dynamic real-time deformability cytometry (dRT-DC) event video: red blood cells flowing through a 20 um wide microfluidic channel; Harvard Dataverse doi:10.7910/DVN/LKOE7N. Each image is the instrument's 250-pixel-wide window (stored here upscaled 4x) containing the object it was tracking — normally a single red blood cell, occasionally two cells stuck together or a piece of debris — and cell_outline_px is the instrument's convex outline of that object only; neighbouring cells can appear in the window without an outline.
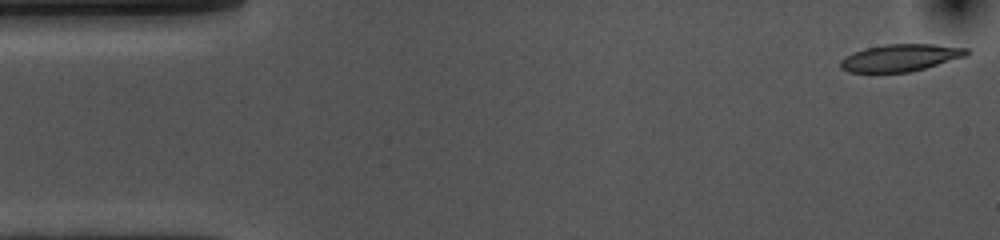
{"species": "common noctule bat (a hibernating species)", "species_latin": "Nyctalus noctula", "temperature_condition": "cold", "stored_images_in_passage": 54, "camera_frame_rate_fps": 3000, "um_per_image_px": 0.085, "animal": {"sex": "female", "body_mass_g": 10.0, "forearm_length_mm": 53.1}, "frame": {"image": 1, "passage_image": 1, "time_ms": 0.0, "image_size_px": [1000, 240], "cell_outline_px": [[972, 52], [968, 56], [924, 68], [908, 72], [848, 72], [840, 68], [840, 60], [856, 52], [868, 48], [884, 44], [932, 44], [968, 48]], "centroid_in_image_um": [76.6, 4.91], "position_along_channel_um": 8.4, "area_um2": 19.83}}
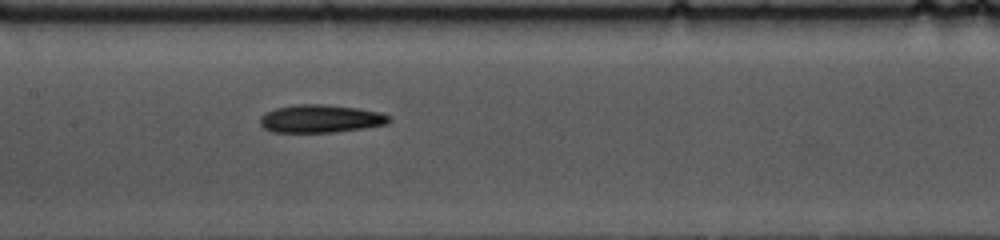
{"frame": {"image": 2, "passage_image": 24, "time_ms": 7.667, "image_size_px": [1000, 240], "cell_outline_px": [[392, 120], [388, 124], [364, 128], [336, 132], [272, 132], [264, 128], [260, 124], [260, 116], [264, 112], [276, 108], [296, 104], [320, 104], [360, 108], [380, 112], [388, 116]], "centroid_in_image_um": [27.25, 10.09], "position_along_channel_um": 180.2, "area_um2": 21.15}}
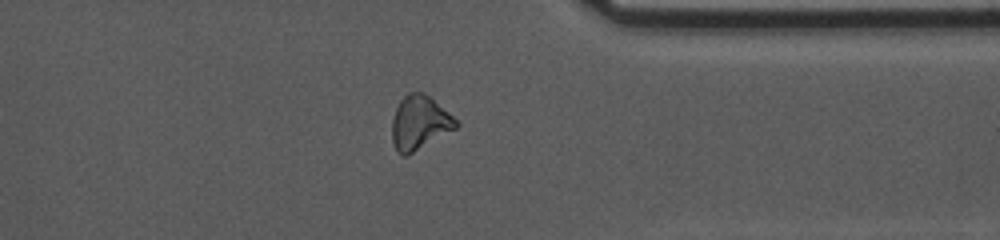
{"frame": {"image": 3, "passage_image": 41, "time_ms": 13.333, "image_size_px": [1000, 240], "cell_outline_px": [[460, 124], [456, 128], [408, 156], [404, 156], [396, 152], [392, 140], [392, 120], [396, 108], [400, 100], [408, 92], [424, 92], [448, 112]], "centroid_in_image_um": [35.64, 10.45], "position_along_channel_um": 375.8, "area_um2": 20.11}, "authors_computed_cell_mechanics": {"area_um2": 20.6057, "velocity_mm_per_s": 3.616, "shape_relaxation_time_tau1_ms": 4.6501, "shape_relaxation_time_tau2_ms": null, "deformation_change_tau1": 0.1375, "deformation_change_tau2": null}}